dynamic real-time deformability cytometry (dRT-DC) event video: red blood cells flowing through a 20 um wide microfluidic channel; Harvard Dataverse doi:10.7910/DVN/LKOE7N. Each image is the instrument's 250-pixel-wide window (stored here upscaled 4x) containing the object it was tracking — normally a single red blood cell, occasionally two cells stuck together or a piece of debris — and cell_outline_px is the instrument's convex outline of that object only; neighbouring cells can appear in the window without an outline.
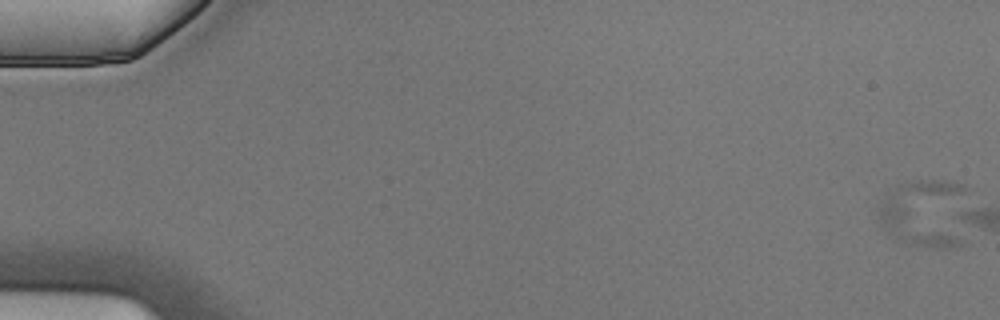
{"species": "Egyptian fruit bat (a non-hibernating species)", "species_latin": "Rousettus aegyptiacus", "temperature_condition": "cold", "stored_images_in_passage": 5, "camera_frame_rate_fps": 3000, "um_per_image_px": 0.085, "animal": {"sex": "male"}, "frame": {"image": 1, "passage_image": 1, "time_ms": 0.0, "image_size_px": [1000, 320], "cell_outline_px": [[964, 240], [956, 248], [936, 248], [904, 244], [896, 240], [888, 232], [880, 220], [876, 212], [876, 208], [888, 188], [900, 184], [920, 180], [944, 180], [964, 184]], "centroid_in_image_um": [78.6, 18.13], "position_along_channel_um": 6.4, "area_um2": 36.65}}